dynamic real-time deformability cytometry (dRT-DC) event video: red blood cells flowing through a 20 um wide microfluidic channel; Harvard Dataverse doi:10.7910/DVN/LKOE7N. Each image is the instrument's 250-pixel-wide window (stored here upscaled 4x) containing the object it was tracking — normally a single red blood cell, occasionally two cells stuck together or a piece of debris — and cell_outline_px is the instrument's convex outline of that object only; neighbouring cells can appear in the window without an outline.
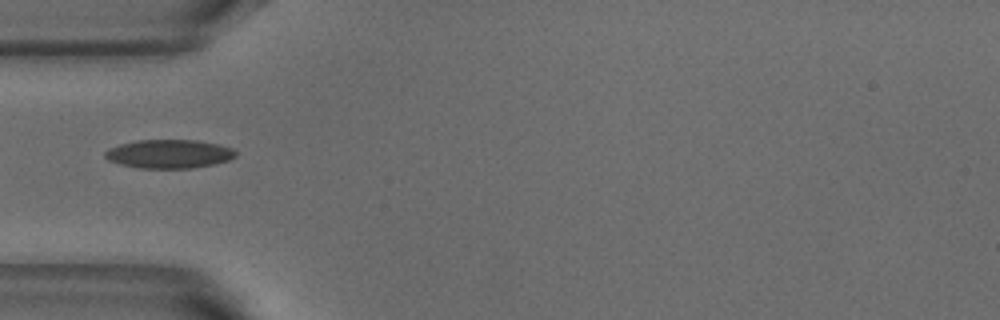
{"species": "common noctule bat (a hibernating species)", "species_latin": "Nyctalus noctula", "temperature_condition": "warm", "stored_images_in_passage": 3, "camera_frame_rate_fps": 3000, "um_per_image_px": 0.085, "animal": {"sex": "male", "body_mass_g": 18.8}, "frame": {"image": 1, "passage_image": 3, "time_ms": 0.667, "image_size_px": [1000, 320], "cell_outline_px": [[236, 156], [228, 160], [216, 164], [192, 168], [140, 168], [120, 164], [108, 160], [104, 156], [104, 152], [108, 148], [120, 144], [136, 140], [196, 140], [220, 144], [232, 148], [236, 152]], "centroid_in_image_um": [14.37, 13.08], "position_along_channel_um": 70.6, "area_um2": 21.96}}